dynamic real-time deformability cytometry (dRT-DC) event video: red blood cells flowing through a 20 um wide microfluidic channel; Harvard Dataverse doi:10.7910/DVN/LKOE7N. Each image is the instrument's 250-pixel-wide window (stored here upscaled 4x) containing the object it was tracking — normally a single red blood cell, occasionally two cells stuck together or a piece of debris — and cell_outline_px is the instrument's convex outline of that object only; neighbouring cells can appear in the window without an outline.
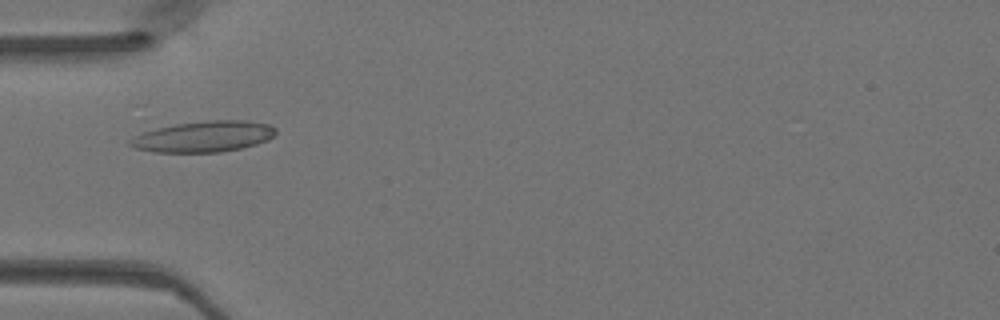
{"species": "Egyptian fruit bat (a non-hibernating species)", "species_latin": "Rousettus aegyptiacus", "temperature_condition": "warm", "stored_images_in_passage": 49, "camera_frame_rate_fps": 3000, "um_per_image_px": 0.085, "animal": {"sex": "female"}, "frame": {"image": 1, "passage_image": 16, "time_ms": 5.0, "image_size_px": [1000, 320], "cell_outline_px": [[276, 132], [268, 140], [256, 144], [240, 148], [220, 152], [152, 152], [136, 148], [128, 144], [128, 140], [144, 132], [176, 124], [208, 120], [248, 120], [268, 124], [276, 128]], "centroid_in_image_um": [17.34, 11.6], "position_along_channel_um": 67.7, "area_um2": 26.07}}
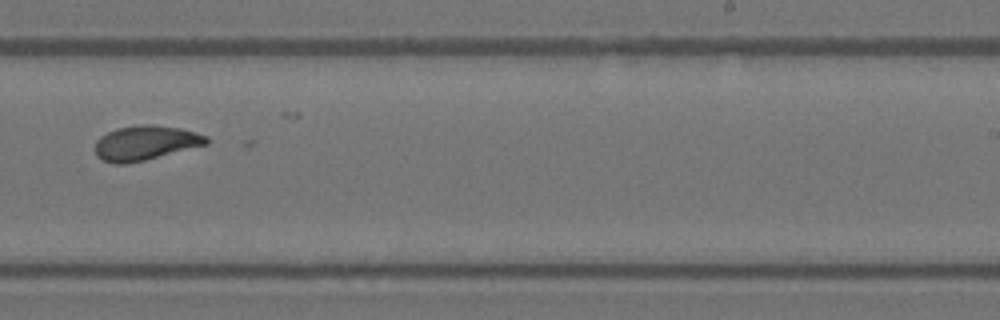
{"frame": {"image": 2, "passage_image": 31, "time_ms": 10.0, "image_size_px": [1000, 320], "cell_outline_px": [[208, 144], [144, 160], [124, 164], [112, 164], [96, 156], [96, 140], [100, 136], [116, 128], [140, 124], [152, 124], [180, 128], [196, 132], [208, 136]], "centroid_in_image_um": [12.36, 12.13], "position_along_channel_um": 276.6, "area_um2": 22.43}}
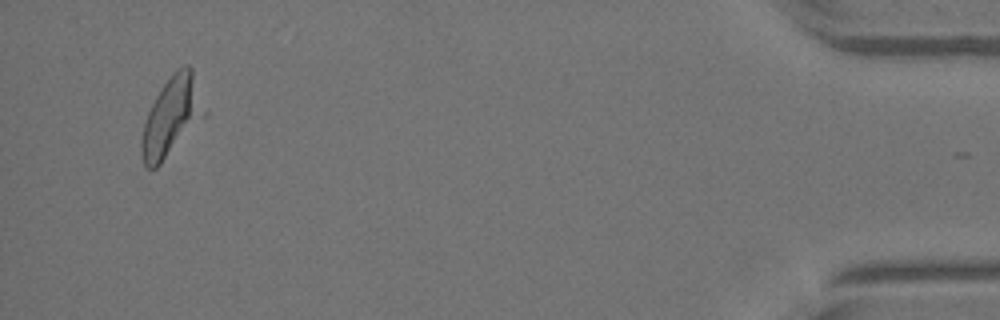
{"frame": {"image": 3, "passage_image": 47, "time_ms": 15.333, "image_size_px": [1000, 320], "cell_outline_px": [[196, 112], [160, 164], [156, 168], [148, 168], [144, 164], [140, 152], [140, 140], [144, 124], [148, 112], [160, 88], [172, 72], [184, 64], [188, 64], [192, 68]], "centroid_in_image_um": [14.29, 9.88], "position_along_channel_um": 420.9, "area_um2": 24.68}}